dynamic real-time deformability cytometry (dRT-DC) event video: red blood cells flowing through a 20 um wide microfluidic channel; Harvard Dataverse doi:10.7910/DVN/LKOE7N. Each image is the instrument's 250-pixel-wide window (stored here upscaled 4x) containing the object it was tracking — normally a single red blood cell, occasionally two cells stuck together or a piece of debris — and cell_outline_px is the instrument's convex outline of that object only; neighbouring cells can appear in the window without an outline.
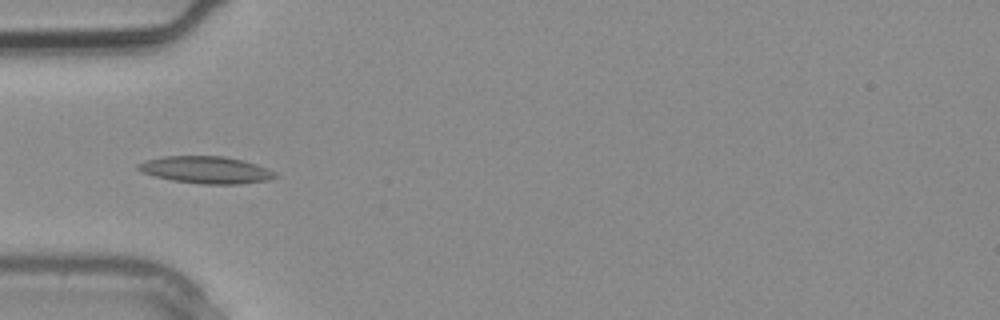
{"species": "common noctule bat (a hibernating species)", "species_latin": "Nyctalus noctula", "temperature_condition": "warm", "stored_images_in_passage": 1, "camera_frame_rate_fps": 3000, "um_per_image_px": 0.085, "animal": {"sex": "male", "body_mass_g": 20.4}, "frame": {"image": 1, "passage_image": 1, "time_ms": 0.0, "image_size_px": [1000, 320], "cell_outline_px": [[280, 176], [268, 180], [240, 184], [204, 184], [172, 180], [156, 176], [144, 172], [136, 168], [136, 164], [144, 160], [164, 156], [224, 156], [244, 160], [268, 168], [276, 172]], "centroid_in_image_um": [17.55, 14.43], "position_along_channel_um": 67.4, "area_um2": 21.73}}